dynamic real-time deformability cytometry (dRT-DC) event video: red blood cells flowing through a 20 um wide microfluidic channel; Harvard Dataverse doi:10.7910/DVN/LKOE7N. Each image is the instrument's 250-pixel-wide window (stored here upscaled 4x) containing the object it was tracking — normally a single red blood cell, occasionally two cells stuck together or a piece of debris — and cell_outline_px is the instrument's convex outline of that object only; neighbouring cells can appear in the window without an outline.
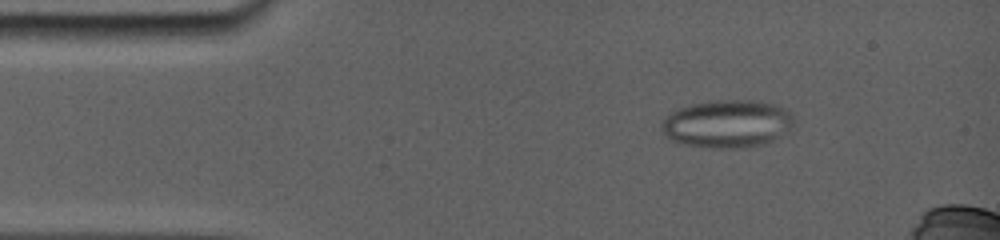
{"species": "common noctule bat (a hibernating species)", "species_latin": "Nyctalus noctula", "temperature_condition": "room temperature", "stored_images_in_passage": 68, "camera_frame_rate_fps": 5000, "um_per_image_px": 0.085, "animal": {"sex": "female", "body_mass_g": 19.0, "forearm_length_mm": 56.7}, "frame": {"image": 1, "passage_image": 14, "time_ms": 2.4, "image_size_px": [1000, 240], "cell_outline_px": [[788, 120], [768, 136], [756, 140], [736, 144], [708, 144], [684, 140], [672, 136], [664, 128], [664, 120], [668, 116], [680, 108], [692, 104], [716, 100], [752, 100], [772, 104], [784, 108], [788, 116]], "centroid_in_image_um": [61.67, 10.33], "position_along_channel_um": 23.3, "area_um2": 31.15}}
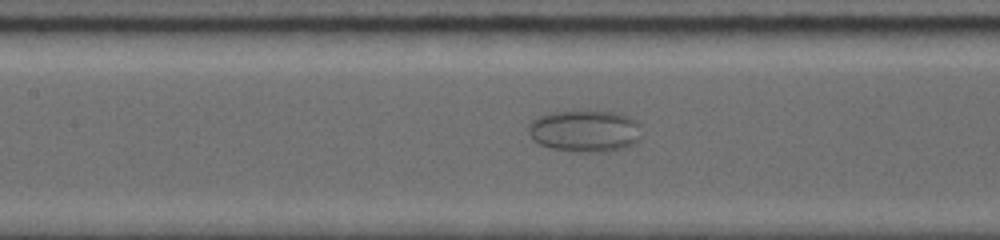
{"frame": {"image": 2, "passage_image": 35, "time_ms": 8.2, "image_size_px": [1000, 240], "cell_outline_px": [[636, 124], [632, 140], [624, 144], [612, 148], [552, 148], [540, 144], [532, 136], [532, 120], [540, 116], [556, 112], [612, 112], [628, 116]], "centroid_in_image_um": [49.57, 11.04], "position_along_channel_um": 157.8, "area_um2": 24.16}}
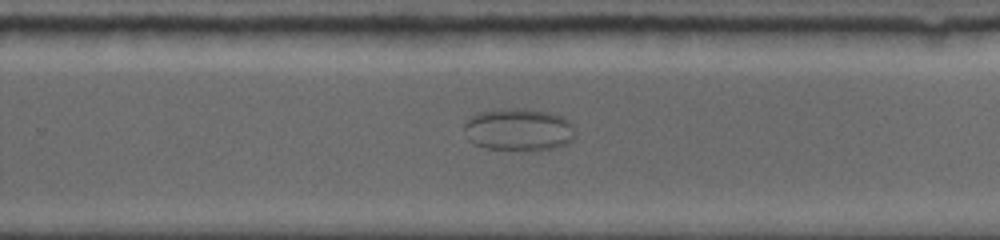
{"frame": {"image": 3, "passage_image": 51, "time_ms": 12.0, "image_size_px": [1000, 240], "cell_outline_px": [[576, 136], [568, 144], [556, 148], [528, 152], [484, 148], [472, 144], [468, 140], [464, 128], [464, 124], [472, 116], [480, 112], [504, 108], [516, 108], [548, 112], [560, 116], [568, 120], [572, 124], [576, 132]], "centroid_in_image_um": [44.11, 11.06], "position_along_channel_um": 285.7, "area_um2": 28.09}}